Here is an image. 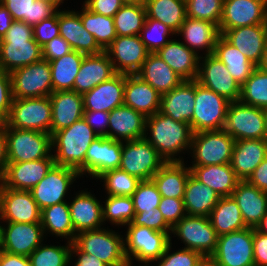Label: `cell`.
I'll return each instance as SVG.
<instances>
[{
  "label": "cell",
  "instance_id": "obj_5",
  "mask_svg": "<svg viewBox=\"0 0 267 266\" xmlns=\"http://www.w3.org/2000/svg\"><path fill=\"white\" fill-rule=\"evenodd\" d=\"M103 228L79 232L73 243L82 252L95 256L108 266L127 265L129 262L125 255L124 237Z\"/></svg>",
  "mask_w": 267,
  "mask_h": 266
},
{
  "label": "cell",
  "instance_id": "obj_20",
  "mask_svg": "<svg viewBox=\"0 0 267 266\" xmlns=\"http://www.w3.org/2000/svg\"><path fill=\"white\" fill-rule=\"evenodd\" d=\"M0 219L3 222L40 223L41 210L30 191L10 189L0 183Z\"/></svg>",
  "mask_w": 267,
  "mask_h": 266
},
{
  "label": "cell",
  "instance_id": "obj_52",
  "mask_svg": "<svg viewBox=\"0 0 267 266\" xmlns=\"http://www.w3.org/2000/svg\"><path fill=\"white\" fill-rule=\"evenodd\" d=\"M176 33L162 22L146 18L140 33V38L149 53H157L170 40L169 35Z\"/></svg>",
  "mask_w": 267,
  "mask_h": 266
},
{
  "label": "cell",
  "instance_id": "obj_26",
  "mask_svg": "<svg viewBox=\"0 0 267 266\" xmlns=\"http://www.w3.org/2000/svg\"><path fill=\"white\" fill-rule=\"evenodd\" d=\"M116 74L105 51L96 55H85L75 77L73 91L83 95Z\"/></svg>",
  "mask_w": 267,
  "mask_h": 266
},
{
  "label": "cell",
  "instance_id": "obj_16",
  "mask_svg": "<svg viewBox=\"0 0 267 266\" xmlns=\"http://www.w3.org/2000/svg\"><path fill=\"white\" fill-rule=\"evenodd\" d=\"M200 61L202 63L199 62L196 81L230 102L239 101L241 86L231 76L226 65L213 54L200 57Z\"/></svg>",
  "mask_w": 267,
  "mask_h": 266
},
{
  "label": "cell",
  "instance_id": "obj_3",
  "mask_svg": "<svg viewBox=\"0 0 267 266\" xmlns=\"http://www.w3.org/2000/svg\"><path fill=\"white\" fill-rule=\"evenodd\" d=\"M42 60V47L34 40L33 26L13 21L0 39V68L11 73Z\"/></svg>",
  "mask_w": 267,
  "mask_h": 266
},
{
  "label": "cell",
  "instance_id": "obj_59",
  "mask_svg": "<svg viewBox=\"0 0 267 266\" xmlns=\"http://www.w3.org/2000/svg\"><path fill=\"white\" fill-rule=\"evenodd\" d=\"M13 102L10 73L0 68V118L5 122Z\"/></svg>",
  "mask_w": 267,
  "mask_h": 266
},
{
  "label": "cell",
  "instance_id": "obj_67",
  "mask_svg": "<svg viewBox=\"0 0 267 266\" xmlns=\"http://www.w3.org/2000/svg\"><path fill=\"white\" fill-rule=\"evenodd\" d=\"M8 164L7 157V136L5 133V128L0 129V183L4 178L6 167Z\"/></svg>",
  "mask_w": 267,
  "mask_h": 266
},
{
  "label": "cell",
  "instance_id": "obj_48",
  "mask_svg": "<svg viewBox=\"0 0 267 266\" xmlns=\"http://www.w3.org/2000/svg\"><path fill=\"white\" fill-rule=\"evenodd\" d=\"M240 102L257 108H267V72L258 66L241 86Z\"/></svg>",
  "mask_w": 267,
  "mask_h": 266
},
{
  "label": "cell",
  "instance_id": "obj_10",
  "mask_svg": "<svg viewBox=\"0 0 267 266\" xmlns=\"http://www.w3.org/2000/svg\"><path fill=\"white\" fill-rule=\"evenodd\" d=\"M165 163V160L145 137L122 142L119 169L138 177L141 181L151 180Z\"/></svg>",
  "mask_w": 267,
  "mask_h": 266
},
{
  "label": "cell",
  "instance_id": "obj_46",
  "mask_svg": "<svg viewBox=\"0 0 267 266\" xmlns=\"http://www.w3.org/2000/svg\"><path fill=\"white\" fill-rule=\"evenodd\" d=\"M78 12L84 28L94 36L98 45L105 50L117 37L114 18L90 11L84 5Z\"/></svg>",
  "mask_w": 267,
  "mask_h": 266
},
{
  "label": "cell",
  "instance_id": "obj_2",
  "mask_svg": "<svg viewBox=\"0 0 267 266\" xmlns=\"http://www.w3.org/2000/svg\"><path fill=\"white\" fill-rule=\"evenodd\" d=\"M98 135L84 118L70 127L61 129L52 135V150L56 151V165L70 167L78 171L80 177L85 174V155L88 147Z\"/></svg>",
  "mask_w": 267,
  "mask_h": 266
},
{
  "label": "cell",
  "instance_id": "obj_65",
  "mask_svg": "<svg viewBox=\"0 0 267 266\" xmlns=\"http://www.w3.org/2000/svg\"><path fill=\"white\" fill-rule=\"evenodd\" d=\"M73 254L78 257L74 262V266H108L95 256L82 252L74 243L71 246L70 261L73 259Z\"/></svg>",
  "mask_w": 267,
  "mask_h": 266
},
{
  "label": "cell",
  "instance_id": "obj_4",
  "mask_svg": "<svg viewBox=\"0 0 267 266\" xmlns=\"http://www.w3.org/2000/svg\"><path fill=\"white\" fill-rule=\"evenodd\" d=\"M124 238L125 255L130 264L136 260L143 265L162 257L171 240V232H159L145 226L127 224ZM134 258V259H133Z\"/></svg>",
  "mask_w": 267,
  "mask_h": 266
},
{
  "label": "cell",
  "instance_id": "obj_14",
  "mask_svg": "<svg viewBox=\"0 0 267 266\" xmlns=\"http://www.w3.org/2000/svg\"><path fill=\"white\" fill-rule=\"evenodd\" d=\"M211 257L218 266H255L253 228L218 236L217 247Z\"/></svg>",
  "mask_w": 267,
  "mask_h": 266
},
{
  "label": "cell",
  "instance_id": "obj_11",
  "mask_svg": "<svg viewBox=\"0 0 267 266\" xmlns=\"http://www.w3.org/2000/svg\"><path fill=\"white\" fill-rule=\"evenodd\" d=\"M223 130L235 141L265 139L264 109L240 101L229 102Z\"/></svg>",
  "mask_w": 267,
  "mask_h": 266
},
{
  "label": "cell",
  "instance_id": "obj_27",
  "mask_svg": "<svg viewBox=\"0 0 267 266\" xmlns=\"http://www.w3.org/2000/svg\"><path fill=\"white\" fill-rule=\"evenodd\" d=\"M125 74L117 73L83 94L84 110L111 112L124 104Z\"/></svg>",
  "mask_w": 267,
  "mask_h": 266
},
{
  "label": "cell",
  "instance_id": "obj_57",
  "mask_svg": "<svg viewBox=\"0 0 267 266\" xmlns=\"http://www.w3.org/2000/svg\"><path fill=\"white\" fill-rule=\"evenodd\" d=\"M133 225L145 226L159 232H171L172 227L165 221L160 210L139 212L134 215Z\"/></svg>",
  "mask_w": 267,
  "mask_h": 266
},
{
  "label": "cell",
  "instance_id": "obj_42",
  "mask_svg": "<svg viewBox=\"0 0 267 266\" xmlns=\"http://www.w3.org/2000/svg\"><path fill=\"white\" fill-rule=\"evenodd\" d=\"M12 15L14 21H23L34 26L54 16L58 9L47 2L39 0H0Z\"/></svg>",
  "mask_w": 267,
  "mask_h": 266
},
{
  "label": "cell",
  "instance_id": "obj_62",
  "mask_svg": "<svg viewBox=\"0 0 267 266\" xmlns=\"http://www.w3.org/2000/svg\"><path fill=\"white\" fill-rule=\"evenodd\" d=\"M83 118L98 136H107L109 112L84 110Z\"/></svg>",
  "mask_w": 267,
  "mask_h": 266
},
{
  "label": "cell",
  "instance_id": "obj_35",
  "mask_svg": "<svg viewBox=\"0 0 267 266\" xmlns=\"http://www.w3.org/2000/svg\"><path fill=\"white\" fill-rule=\"evenodd\" d=\"M161 95L179 86L184 79L179 76L157 53H149L136 74Z\"/></svg>",
  "mask_w": 267,
  "mask_h": 266
},
{
  "label": "cell",
  "instance_id": "obj_64",
  "mask_svg": "<svg viewBox=\"0 0 267 266\" xmlns=\"http://www.w3.org/2000/svg\"><path fill=\"white\" fill-rule=\"evenodd\" d=\"M247 181L258 189H260L261 191L267 192V156L255 168V170L249 176Z\"/></svg>",
  "mask_w": 267,
  "mask_h": 266
},
{
  "label": "cell",
  "instance_id": "obj_44",
  "mask_svg": "<svg viewBox=\"0 0 267 266\" xmlns=\"http://www.w3.org/2000/svg\"><path fill=\"white\" fill-rule=\"evenodd\" d=\"M146 18L158 20L175 33L186 19L185 0H145Z\"/></svg>",
  "mask_w": 267,
  "mask_h": 266
},
{
  "label": "cell",
  "instance_id": "obj_25",
  "mask_svg": "<svg viewBox=\"0 0 267 266\" xmlns=\"http://www.w3.org/2000/svg\"><path fill=\"white\" fill-rule=\"evenodd\" d=\"M222 36L258 66L267 43V24L237 27L226 30Z\"/></svg>",
  "mask_w": 267,
  "mask_h": 266
},
{
  "label": "cell",
  "instance_id": "obj_39",
  "mask_svg": "<svg viewBox=\"0 0 267 266\" xmlns=\"http://www.w3.org/2000/svg\"><path fill=\"white\" fill-rule=\"evenodd\" d=\"M220 198L216 191L189 175L183 198L187 215L208 217Z\"/></svg>",
  "mask_w": 267,
  "mask_h": 266
},
{
  "label": "cell",
  "instance_id": "obj_34",
  "mask_svg": "<svg viewBox=\"0 0 267 266\" xmlns=\"http://www.w3.org/2000/svg\"><path fill=\"white\" fill-rule=\"evenodd\" d=\"M157 54L184 80H196L200 55L175 39L162 47Z\"/></svg>",
  "mask_w": 267,
  "mask_h": 266
},
{
  "label": "cell",
  "instance_id": "obj_18",
  "mask_svg": "<svg viewBox=\"0 0 267 266\" xmlns=\"http://www.w3.org/2000/svg\"><path fill=\"white\" fill-rule=\"evenodd\" d=\"M0 225V250L28 257L44 240L41 223L6 222Z\"/></svg>",
  "mask_w": 267,
  "mask_h": 266
},
{
  "label": "cell",
  "instance_id": "obj_60",
  "mask_svg": "<svg viewBox=\"0 0 267 266\" xmlns=\"http://www.w3.org/2000/svg\"><path fill=\"white\" fill-rule=\"evenodd\" d=\"M71 51L70 44L59 35L42 47V59L50 62L61 58Z\"/></svg>",
  "mask_w": 267,
  "mask_h": 266
},
{
  "label": "cell",
  "instance_id": "obj_54",
  "mask_svg": "<svg viewBox=\"0 0 267 266\" xmlns=\"http://www.w3.org/2000/svg\"><path fill=\"white\" fill-rule=\"evenodd\" d=\"M161 197V194L152 180H142L131 196L135 214L157 209Z\"/></svg>",
  "mask_w": 267,
  "mask_h": 266
},
{
  "label": "cell",
  "instance_id": "obj_45",
  "mask_svg": "<svg viewBox=\"0 0 267 266\" xmlns=\"http://www.w3.org/2000/svg\"><path fill=\"white\" fill-rule=\"evenodd\" d=\"M84 56V54L72 50L61 58L49 62L53 92L73 90L75 77Z\"/></svg>",
  "mask_w": 267,
  "mask_h": 266
},
{
  "label": "cell",
  "instance_id": "obj_53",
  "mask_svg": "<svg viewBox=\"0 0 267 266\" xmlns=\"http://www.w3.org/2000/svg\"><path fill=\"white\" fill-rule=\"evenodd\" d=\"M185 3L187 17L207 20L219 26L223 0H185Z\"/></svg>",
  "mask_w": 267,
  "mask_h": 266
},
{
  "label": "cell",
  "instance_id": "obj_58",
  "mask_svg": "<svg viewBox=\"0 0 267 266\" xmlns=\"http://www.w3.org/2000/svg\"><path fill=\"white\" fill-rule=\"evenodd\" d=\"M34 40L43 47L54 37L60 35L58 23V11L49 19L43 20L33 26Z\"/></svg>",
  "mask_w": 267,
  "mask_h": 266
},
{
  "label": "cell",
  "instance_id": "obj_73",
  "mask_svg": "<svg viewBox=\"0 0 267 266\" xmlns=\"http://www.w3.org/2000/svg\"><path fill=\"white\" fill-rule=\"evenodd\" d=\"M265 115V139L267 140V108L264 109Z\"/></svg>",
  "mask_w": 267,
  "mask_h": 266
},
{
  "label": "cell",
  "instance_id": "obj_24",
  "mask_svg": "<svg viewBox=\"0 0 267 266\" xmlns=\"http://www.w3.org/2000/svg\"><path fill=\"white\" fill-rule=\"evenodd\" d=\"M146 117L126 105L118 106L109 112L107 138L126 142L144 138Z\"/></svg>",
  "mask_w": 267,
  "mask_h": 266
},
{
  "label": "cell",
  "instance_id": "obj_12",
  "mask_svg": "<svg viewBox=\"0 0 267 266\" xmlns=\"http://www.w3.org/2000/svg\"><path fill=\"white\" fill-rule=\"evenodd\" d=\"M13 98L47 97L53 92L50 63L41 60L10 73Z\"/></svg>",
  "mask_w": 267,
  "mask_h": 266
},
{
  "label": "cell",
  "instance_id": "obj_41",
  "mask_svg": "<svg viewBox=\"0 0 267 266\" xmlns=\"http://www.w3.org/2000/svg\"><path fill=\"white\" fill-rule=\"evenodd\" d=\"M208 217L218 236L247 228L232 196L221 197Z\"/></svg>",
  "mask_w": 267,
  "mask_h": 266
},
{
  "label": "cell",
  "instance_id": "obj_32",
  "mask_svg": "<svg viewBox=\"0 0 267 266\" xmlns=\"http://www.w3.org/2000/svg\"><path fill=\"white\" fill-rule=\"evenodd\" d=\"M70 216L75 233L100 229L104 225L100 201L91 192L81 190L69 203Z\"/></svg>",
  "mask_w": 267,
  "mask_h": 266
},
{
  "label": "cell",
  "instance_id": "obj_63",
  "mask_svg": "<svg viewBox=\"0 0 267 266\" xmlns=\"http://www.w3.org/2000/svg\"><path fill=\"white\" fill-rule=\"evenodd\" d=\"M253 254L255 266H267V235L253 228Z\"/></svg>",
  "mask_w": 267,
  "mask_h": 266
},
{
  "label": "cell",
  "instance_id": "obj_8",
  "mask_svg": "<svg viewBox=\"0 0 267 266\" xmlns=\"http://www.w3.org/2000/svg\"><path fill=\"white\" fill-rule=\"evenodd\" d=\"M235 140L223 129L192 134V166L223 165L231 161Z\"/></svg>",
  "mask_w": 267,
  "mask_h": 266
},
{
  "label": "cell",
  "instance_id": "obj_50",
  "mask_svg": "<svg viewBox=\"0 0 267 266\" xmlns=\"http://www.w3.org/2000/svg\"><path fill=\"white\" fill-rule=\"evenodd\" d=\"M68 243V245H67ZM66 246L39 245L29 256L31 266H69L72 243ZM44 245V246H43Z\"/></svg>",
  "mask_w": 267,
  "mask_h": 266
},
{
  "label": "cell",
  "instance_id": "obj_37",
  "mask_svg": "<svg viewBox=\"0 0 267 266\" xmlns=\"http://www.w3.org/2000/svg\"><path fill=\"white\" fill-rule=\"evenodd\" d=\"M191 174L221 197L231 196L240 179L230 163L223 165L190 166Z\"/></svg>",
  "mask_w": 267,
  "mask_h": 266
},
{
  "label": "cell",
  "instance_id": "obj_43",
  "mask_svg": "<svg viewBox=\"0 0 267 266\" xmlns=\"http://www.w3.org/2000/svg\"><path fill=\"white\" fill-rule=\"evenodd\" d=\"M41 226L44 234L50 232L57 237H65L73 243L76 237L72 225L68 202H61L41 210Z\"/></svg>",
  "mask_w": 267,
  "mask_h": 266
},
{
  "label": "cell",
  "instance_id": "obj_15",
  "mask_svg": "<svg viewBox=\"0 0 267 266\" xmlns=\"http://www.w3.org/2000/svg\"><path fill=\"white\" fill-rule=\"evenodd\" d=\"M78 177L80 175L77 170L55 164L46 176L30 190L40 210L66 202L64 198L67 196L71 184Z\"/></svg>",
  "mask_w": 267,
  "mask_h": 266
},
{
  "label": "cell",
  "instance_id": "obj_21",
  "mask_svg": "<svg viewBox=\"0 0 267 266\" xmlns=\"http://www.w3.org/2000/svg\"><path fill=\"white\" fill-rule=\"evenodd\" d=\"M122 142L98 136L88 147L85 155V173L98 179L109 170L119 169Z\"/></svg>",
  "mask_w": 267,
  "mask_h": 266
},
{
  "label": "cell",
  "instance_id": "obj_22",
  "mask_svg": "<svg viewBox=\"0 0 267 266\" xmlns=\"http://www.w3.org/2000/svg\"><path fill=\"white\" fill-rule=\"evenodd\" d=\"M54 165V158L8 162L1 184L14 190L30 191L46 176Z\"/></svg>",
  "mask_w": 267,
  "mask_h": 266
},
{
  "label": "cell",
  "instance_id": "obj_13",
  "mask_svg": "<svg viewBox=\"0 0 267 266\" xmlns=\"http://www.w3.org/2000/svg\"><path fill=\"white\" fill-rule=\"evenodd\" d=\"M185 244L204 256H212L216 250L218 235L209 217L185 215L171 230Z\"/></svg>",
  "mask_w": 267,
  "mask_h": 266
},
{
  "label": "cell",
  "instance_id": "obj_70",
  "mask_svg": "<svg viewBox=\"0 0 267 266\" xmlns=\"http://www.w3.org/2000/svg\"><path fill=\"white\" fill-rule=\"evenodd\" d=\"M196 266H218V264L211 256H204Z\"/></svg>",
  "mask_w": 267,
  "mask_h": 266
},
{
  "label": "cell",
  "instance_id": "obj_74",
  "mask_svg": "<svg viewBox=\"0 0 267 266\" xmlns=\"http://www.w3.org/2000/svg\"><path fill=\"white\" fill-rule=\"evenodd\" d=\"M124 3H141L145 0H122Z\"/></svg>",
  "mask_w": 267,
  "mask_h": 266
},
{
  "label": "cell",
  "instance_id": "obj_51",
  "mask_svg": "<svg viewBox=\"0 0 267 266\" xmlns=\"http://www.w3.org/2000/svg\"><path fill=\"white\" fill-rule=\"evenodd\" d=\"M104 181V187L108 195L131 197L136 191L141 180L120 169L109 170L102 174L98 180Z\"/></svg>",
  "mask_w": 267,
  "mask_h": 266
},
{
  "label": "cell",
  "instance_id": "obj_47",
  "mask_svg": "<svg viewBox=\"0 0 267 266\" xmlns=\"http://www.w3.org/2000/svg\"><path fill=\"white\" fill-rule=\"evenodd\" d=\"M146 16L144 2L125 3L113 17L117 36L140 35Z\"/></svg>",
  "mask_w": 267,
  "mask_h": 266
},
{
  "label": "cell",
  "instance_id": "obj_56",
  "mask_svg": "<svg viewBox=\"0 0 267 266\" xmlns=\"http://www.w3.org/2000/svg\"><path fill=\"white\" fill-rule=\"evenodd\" d=\"M158 209L171 227L187 215L183 198L161 197Z\"/></svg>",
  "mask_w": 267,
  "mask_h": 266
},
{
  "label": "cell",
  "instance_id": "obj_61",
  "mask_svg": "<svg viewBox=\"0 0 267 266\" xmlns=\"http://www.w3.org/2000/svg\"><path fill=\"white\" fill-rule=\"evenodd\" d=\"M125 3L122 0H85L83 5L90 11L114 17Z\"/></svg>",
  "mask_w": 267,
  "mask_h": 266
},
{
  "label": "cell",
  "instance_id": "obj_76",
  "mask_svg": "<svg viewBox=\"0 0 267 266\" xmlns=\"http://www.w3.org/2000/svg\"><path fill=\"white\" fill-rule=\"evenodd\" d=\"M125 266H133L132 264L128 263L127 265ZM140 266H143V265H140ZM144 266H150V265H144Z\"/></svg>",
  "mask_w": 267,
  "mask_h": 266
},
{
  "label": "cell",
  "instance_id": "obj_17",
  "mask_svg": "<svg viewBox=\"0 0 267 266\" xmlns=\"http://www.w3.org/2000/svg\"><path fill=\"white\" fill-rule=\"evenodd\" d=\"M258 24H267V0H223L220 35L228 29Z\"/></svg>",
  "mask_w": 267,
  "mask_h": 266
},
{
  "label": "cell",
  "instance_id": "obj_55",
  "mask_svg": "<svg viewBox=\"0 0 267 266\" xmlns=\"http://www.w3.org/2000/svg\"><path fill=\"white\" fill-rule=\"evenodd\" d=\"M171 244L172 242L168 244L162 257L155 260L158 262V266H196L203 257L195 250L184 247L178 251L176 250L173 253H169V251L171 252Z\"/></svg>",
  "mask_w": 267,
  "mask_h": 266
},
{
  "label": "cell",
  "instance_id": "obj_68",
  "mask_svg": "<svg viewBox=\"0 0 267 266\" xmlns=\"http://www.w3.org/2000/svg\"><path fill=\"white\" fill-rule=\"evenodd\" d=\"M13 21L10 12L0 2V39L6 34Z\"/></svg>",
  "mask_w": 267,
  "mask_h": 266
},
{
  "label": "cell",
  "instance_id": "obj_33",
  "mask_svg": "<svg viewBox=\"0 0 267 266\" xmlns=\"http://www.w3.org/2000/svg\"><path fill=\"white\" fill-rule=\"evenodd\" d=\"M231 196L237 202L246 226L255 228L267 213V192L247 180H240Z\"/></svg>",
  "mask_w": 267,
  "mask_h": 266
},
{
  "label": "cell",
  "instance_id": "obj_36",
  "mask_svg": "<svg viewBox=\"0 0 267 266\" xmlns=\"http://www.w3.org/2000/svg\"><path fill=\"white\" fill-rule=\"evenodd\" d=\"M176 34L184 36L186 42L184 45L192 51L200 54L197 49H205V55L213 54L216 41L220 36L219 28L215 23L189 17H186Z\"/></svg>",
  "mask_w": 267,
  "mask_h": 266
},
{
  "label": "cell",
  "instance_id": "obj_75",
  "mask_svg": "<svg viewBox=\"0 0 267 266\" xmlns=\"http://www.w3.org/2000/svg\"><path fill=\"white\" fill-rule=\"evenodd\" d=\"M5 122L0 118V129L4 126Z\"/></svg>",
  "mask_w": 267,
  "mask_h": 266
},
{
  "label": "cell",
  "instance_id": "obj_66",
  "mask_svg": "<svg viewBox=\"0 0 267 266\" xmlns=\"http://www.w3.org/2000/svg\"><path fill=\"white\" fill-rule=\"evenodd\" d=\"M0 266H31L29 258L0 250Z\"/></svg>",
  "mask_w": 267,
  "mask_h": 266
},
{
  "label": "cell",
  "instance_id": "obj_71",
  "mask_svg": "<svg viewBox=\"0 0 267 266\" xmlns=\"http://www.w3.org/2000/svg\"><path fill=\"white\" fill-rule=\"evenodd\" d=\"M258 67L267 72V43L265 45V49H264V53H263V58H262V61L261 63L258 65Z\"/></svg>",
  "mask_w": 267,
  "mask_h": 266
},
{
  "label": "cell",
  "instance_id": "obj_72",
  "mask_svg": "<svg viewBox=\"0 0 267 266\" xmlns=\"http://www.w3.org/2000/svg\"><path fill=\"white\" fill-rule=\"evenodd\" d=\"M39 1H44V2L50 3L58 9L60 4L63 3L64 0H39Z\"/></svg>",
  "mask_w": 267,
  "mask_h": 266
},
{
  "label": "cell",
  "instance_id": "obj_1",
  "mask_svg": "<svg viewBox=\"0 0 267 266\" xmlns=\"http://www.w3.org/2000/svg\"><path fill=\"white\" fill-rule=\"evenodd\" d=\"M145 139L157 150L165 162H183L176 156L191 147L192 130L189 123L173 120L160 111L146 117Z\"/></svg>",
  "mask_w": 267,
  "mask_h": 266
},
{
  "label": "cell",
  "instance_id": "obj_40",
  "mask_svg": "<svg viewBox=\"0 0 267 266\" xmlns=\"http://www.w3.org/2000/svg\"><path fill=\"white\" fill-rule=\"evenodd\" d=\"M213 55L222 61L231 76L242 86L257 67L222 35L216 41Z\"/></svg>",
  "mask_w": 267,
  "mask_h": 266
},
{
  "label": "cell",
  "instance_id": "obj_6",
  "mask_svg": "<svg viewBox=\"0 0 267 266\" xmlns=\"http://www.w3.org/2000/svg\"><path fill=\"white\" fill-rule=\"evenodd\" d=\"M3 127L7 136L8 162H26L42 158H54L51 151V134L35 130L11 128L5 124Z\"/></svg>",
  "mask_w": 267,
  "mask_h": 266
},
{
  "label": "cell",
  "instance_id": "obj_29",
  "mask_svg": "<svg viewBox=\"0 0 267 266\" xmlns=\"http://www.w3.org/2000/svg\"><path fill=\"white\" fill-rule=\"evenodd\" d=\"M49 97L52 106L51 135L83 118L82 94L66 90L52 92Z\"/></svg>",
  "mask_w": 267,
  "mask_h": 266
},
{
  "label": "cell",
  "instance_id": "obj_19",
  "mask_svg": "<svg viewBox=\"0 0 267 266\" xmlns=\"http://www.w3.org/2000/svg\"><path fill=\"white\" fill-rule=\"evenodd\" d=\"M104 51L116 73L126 75L137 74L149 54L140 35L117 36Z\"/></svg>",
  "mask_w": 267,
  "mask_h": 266
},
{
  "label": "cell",
  "instance_id": "obj_7",
  "mask_svg": "<svg viewBox=\"0 0 267 266\" xmlns=\"http://www.w3.org/2000/svg\"><path fill=\"white\" fill-rule=\"evenodd\" d=\"M52 106L50 97L13 98L5 125L16 129L51 134Z\"/></svg>",
  "mask_w": 267,
  "mask_h": 266
},
{
  "label": "cell",
  "instance_id": "obj_30",
  "mask_svg": "<svg viewBox=\"0 0 267 266\" xmlns=\"http://www.w3.org/2000/svg\"><path fill=\"white\" fill-rule=\"evenodd\" d=\"M124 105L149 117L160 111L161 94L138 75L125 74Z\"/></svg>",
  "mask_w": 267,
  "mask_h": 266
},
{
  "label": "cell",
  "instance_id": "obj_31",
  "mask_svg": "<svg viewBox=\"0 0 267 266\" xmlns=\"http://www.w3.org/2000/svg\"><path fill=\"white\" fill-rule=\"evenodd\" d=\"M266 156V139L236 140L230 165L240 180H247Z\"/></svg>",
  "mask_w": 267,
  "mask_h": 266
},
{
  "label": "cell",
  "instance_id": "obj_38",
  "mask_svg": "<svg viewBox=\"0 0 267 266\" xmlns=\"http://www.w3.org/2000/svg\"><path fill=\"white\" fill-rule=\"evenodd\" d=\"M183 162H166L151 179L162 197L184 198L191 169Z\"/></svg>",
  "mask_w": 267,
  "mask_h": 266
},
{
  "label": "cell",
  "instance_id": "obj_23",
  "mask_svg": "<svg viewBox=\"0 0 267 266\" xmlns=\"http://www.w3.org/2000/svg\"><path fill=\"white\" fill-rule=\"evenodd\" d=\"M58 23L60 36L70 44L72 50L84 55H96L104 51L84 28L78 11L58 10Z\"/></svg>",
  "mask_w": 267,
  "mask_h": 266
},
{
  "label": "cell",
  "instance_id": "obj_28",
  "mask_svg": "<svg viewBox=\"0 0 267 266\" xmlns=\"http://www.w3.org/2000/svg\"><path fill=\"white\" fill-rule=\"evenodd\" d=\"M195 106V80H184L179 86L161 95L160 112L175 121L189 123Z\"/></svg>",
  "mask_w": 267,
  "mask_h": 266
},
{
  "label": "cell",
  "instance_id": "obj_9",
  "mask_svg": "<svg viewBox=\"0 0 267 266\" xmlns=\"http://www.w3.org/2000/svg\"><path fill=\"white\" fill-rule=\"evenodd\" d=\"M229 102L225 97L203 87L195 80L192 132L222 130Z\"/></svg>",
  "mask_w": 267,
  "mask_h": 266
},
{
  "label": "cell",
  "instance_id": "obj_69",
  "mask_svg": "<svg viewBox=\"0 0 267 266\" xmlns=\"http://www.w3.org/2000/svg\"><path fill=\"white\" fill-rule=\"evenodd\" d=\"M257 232L267 235V213L263 216L261 221L254 228Z\"/></svg>",
  "mask_w": 267,
  "mask_h": 266
},
{
  "label": "cell",
  "instance_id": "obj_49",
  "mask_svg": "<svg viewBox=\"0 0 267 266\" xmlns=\"http://www.w3.org/2000/svg\"><path fill=\"white\" fill-rule=\"evenodd\" d=\"M105 205L102 206L103 221L111 224L126 226L133 221L135 210L131 197L107 195Z\"/></svg>",
  "mask_w": 267,
  "mask_h": 266
}]
</instances>
